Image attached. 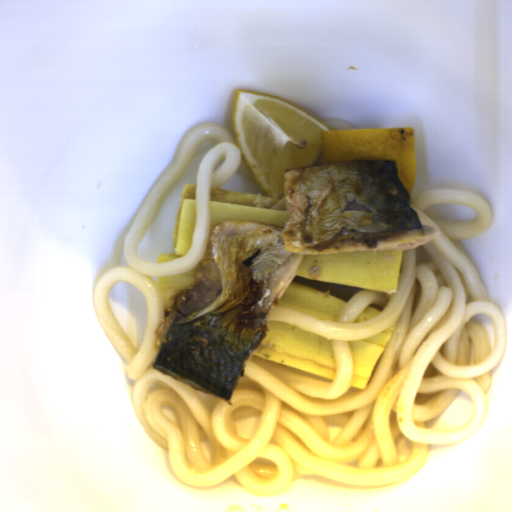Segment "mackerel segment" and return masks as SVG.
Returning <instances> with one entry per match:
<instances>
[{
	"label": "mackerel segment",
	"mask_w": 512,
	"mask_h": 512,
	"mask_svg": "<svg viewBox=\"0 0 512 512\" xmlns=\"http://www.w3.org/2000/svg\"><path fill=\"white\" fill-rule=\"evenodd\" d=\"M283 191L284 226L234 218L214 224L194 281L154 331L151 368L227 402L305 255L412 249L441 234L410 206L397 162L285 168Z\"/></svg>",
	"instance_id": "14911b7f"
}]
</instances>
